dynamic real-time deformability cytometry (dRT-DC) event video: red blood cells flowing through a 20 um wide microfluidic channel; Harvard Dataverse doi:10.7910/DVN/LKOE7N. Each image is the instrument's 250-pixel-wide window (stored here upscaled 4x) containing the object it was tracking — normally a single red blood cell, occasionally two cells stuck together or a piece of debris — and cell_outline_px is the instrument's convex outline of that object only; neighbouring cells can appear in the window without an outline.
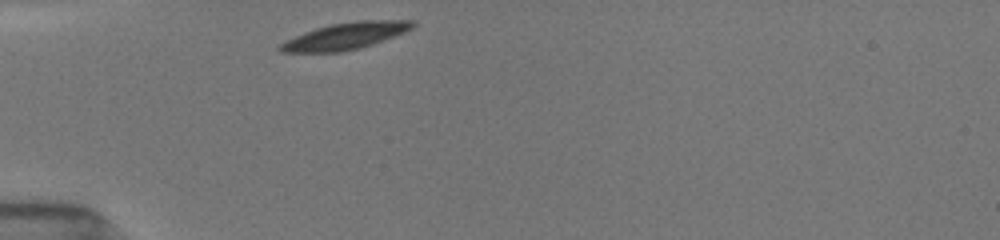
{"species": "common noctule bat (a hibernating species)", "species_latin": "Nyctalus noctula", "temperature_condition": "room temperature", "stored_images_in_passage": 27, "camera_frame_rate_fps": 3000, "um_per_image_px": 0.085, "animal": {"sex": "female", "body_mass_g": 19.5, "forearm_length_mm": 54.1}, "frame": {"image": 1, "passage_image": 1, "time_ms": 0.0, "image_size_px": [1000, 240], "cell_outline_px": [[416, 24], [412, 28], [404, 32], [372, 44], [360, 48], [336, 52], [280, 52], [276, 48], [280, 44], [304, 32], [316, 28], [332, 24], [360, 20], [412, 20]], "centroid_in_image_um": [29.35, 3.06], "position_along_channel_um": 55.6, "area_um2": 20.29}}
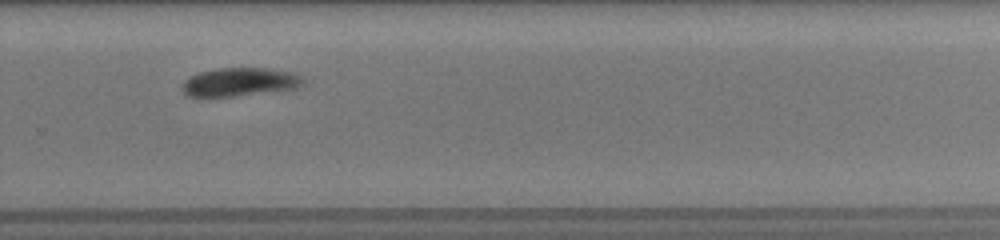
{"frame": {"image": 2, "passage_image": 20, "time_ms": 7.0, "image_size_px": [1000, 240], "cell_outline_px": [[304, 84], [296, 88], [232, 96], [188, 96], [180, 88], [184, 80], [200, 72], [220, 68], [264, 68], [296, 72], [304, 80]], "centroid_in_image_um": [20.39, 6.96], "position_along_channel_um": 309.4, "area_um2": 19.83}}
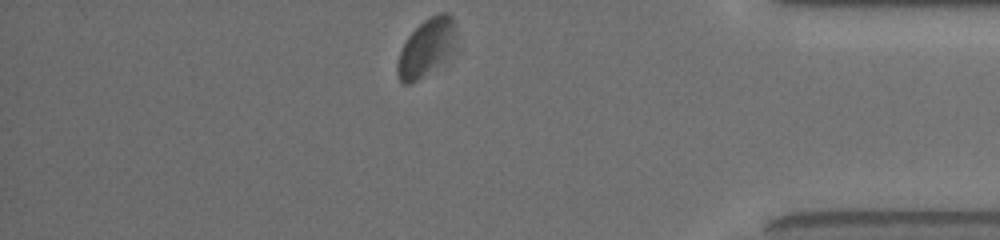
{"frame": {"image": 3, "passage_image": 27, "time_ms": 10.0, "image_size_px": [1000, 240], "cell_outline_px": [[452, 48], [444, 56], [416, 80], [408, 84], [404, 84], [400, 80], [396, 68], [396, 64], [400, 52], [408, 36], [424, 20], [440, 12], [448, 12], [452, 16]], "centroid_in_image_um": [36.14, 4.0], "position_along_channel_um": 399.1, "area_um2": 18.03}, "authors_computed_cell_mechanics": {"area_um2": 21.097, "velocity_mm_per_s": 3.8171, "shape_relaxation_time_tau1_ms": 0.8636, "shape_relaxation_time_tau2_ms": 3.7138, "deformation_change_tau1": 0.0774, "deformation_change_tau2": 0.0366}}